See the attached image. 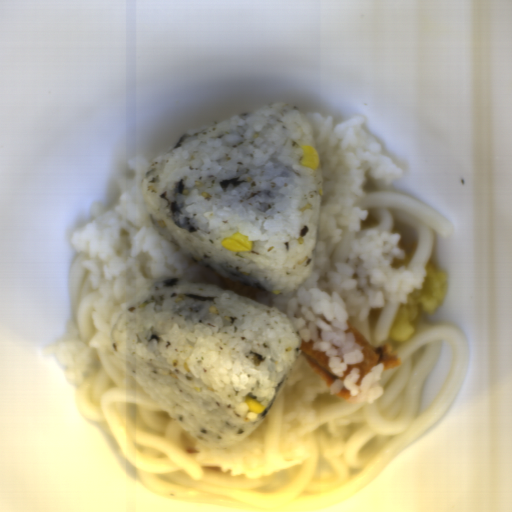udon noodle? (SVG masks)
Masks as SVG:
<instances>
[{
  "label": "udon noodle",
  "instance_id": "a0691cae",
  "mask_svg": "<svg viewBox=\"0 0 512 512\" xmlns=\"http://www.w3.org/2000/svg\"><path fill=\"white\" fill-rule=\"evenodd\" d=\"M363 193L366 209H374L378 218L376 227L369 230L392 233L396 225H401L417 240L408 267L425 270L435 240L452 237L453 225L449 220L421 201L397 191L391 184L384 186L380 181L367 180Z\"/></svg>",
  "mask_w": 512,
  "mask_h": 512
},
{
  "label": "udon noodle",
  "instance_id": "8dc81ce9",
  "mask_svg": "<svg viewBox=\"0 0 512 512\" xmlns=\"http://www.w3.org/2000/svg\"><path fill=\"white\" fill-rule=\"evenodd\" d=\"M84 255L78 254L74 257L70 267L67 290L70 308L80 339L90 342L95 334V327L92 319V308L101 296L98 289H94L82 261Z\"/></svg>",
  "mask_w": 512,
  "mask_h": 512
},
{
  "label": "udon noodle",
  "instance_id": "d5520da0",
  "mask_svg": "<svg viewBox=\"0 0 512 512\" xmlns=\"http://www.w3.org/2000/svg\"><path fill=\"white\" fill-rule=\"evenodd\" d=\"M400 304L386 301L375 331L368 314L349 319L372 348L389 346L400 359V365L383 367L382 396L353 403L321 395L304 433L306 461L274 475L239 477L199 464L198 440L106 350L92 352L74 404L110 434L138 484L156 495L241 512H317L367 485L442 419L466 379L470 352L452 322L432 323L425 316L405 343L390 339Z\"/></svg>",
  "mask_w": 512,
  "mask_h": 512
}]
</instances>
